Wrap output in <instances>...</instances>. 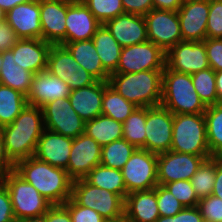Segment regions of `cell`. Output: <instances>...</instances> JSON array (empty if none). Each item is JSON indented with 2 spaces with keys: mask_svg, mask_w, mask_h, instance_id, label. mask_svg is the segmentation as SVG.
I'll list each match as a JSON object with an SVG mask.
<instances>
[{
  "mask_svg": "<svg viewBox=\"0 0 222 222\" xmlns=\"http://www.w3.org/2000/svg\"><path fill=\"white\" fill-rule=\"evenodd\" d=\"M5 22L19 39H42L40 0L15 6L5 14Z\"/></svg>",
  "mask_w": 222,
  "mask_h": 222,
  "instance_id": "e0dca14e",
  "label": "cell"
},
{
  "mask_svg": "<svg viewBox=\"0 0 222 222\" xmlns=\"http://www.w3.org/2000/svg\"><path fill=\"white\" fill-rule=\"evenodd\" d=\"M145 150L156 155L170 151L173 114L163 106L146 107Z\"/></svg>",
  "mask_w": 222,
  "mask_h": 222,
  "instance_id": "8fae6325",
  "label": "cell"
},
{
  "mask_svg": "<svg viewBox=\"0 0 222 222\" xmlns=\"http://www.w3.org/2000/svg\"><path fill=\"white\" fill-rule=\"evenodd\" d=\"M146 107H138L123 122V139L136 148L145 149Z\"/></svg>",
  "mask_w": 222,
  "mask_h": 222,
  "instance_id": "8d00e7d4",
  "label": "cell"
},
{
  "mask_svg": "<svg viewBox=\"0 0 222 222\" xmlns=\"http://www.w3.org/2000/svg\"><path fill=\"white\" fill-rule=\"evenodd\" d=\"M84 179L93 186L118 194L123 200L128 195L121 170L99 164Z\"/></svg>",
  "mask_w": 222,
  "mask_h": 222,
  "instance_id": "4dcf8cb0",
  "label": "cell"
},
{
  "mask_svg": "<svg viewBox=\"0 0 222 222\" xmlns=\"http://www.w3.org/2000/svg\"><path fill=\"white\" fill-rule=\"evenodd\" d=\"M97 81L98 80L93 75L88 73L82 66L79 65L74 70L72 90L93 85Z\"/></svg>",
  "mask_w": 222,
  "mask_h": 222,
  "instance_id": "681fc988",
  "label": "cell"
},
{
  "mask_svg": "<svg viewBox=\"0 0 222 222\" xmlns=\"http://www.w3.org/2000/svg\"><path fill=\"white\" fill-rule=\"evenodd\" d=\"M46 222H72L69 211L63 205H52L46 212Z\"/></svg>",
  "mask_w": 222,
  "mask_h": 222,
  "instance_id": "816d5d0a",
  "label": "cell"
},
{
  "mask_svg": "<svg viewBox=\"0 0 222 222\" xmlns=\"http://www.w3.org/2000/svg\"><path fill=\"white\" fill-rule=\"evenodd\" d=\"M181 0H153V8L157 10L178 11Z\"/></svg>",
  "mask_w": 222,
  "mask_h": 222,
  "instance_id": "db71d44e",
  "label": "cell"
},
{
  "mask_svg": "<svg viewBox=\"0 0 222 222\" xmlns=\"http://www.w3.org/2000/svg\"><path fill=\"white\" fill-rule=\"evenodd\" d=\"M30 0H0V8L7 13L19 4L27 3Z\"/></svg>",
  "mask_w": 222,
  "mask_h": 222,
  "instance_id": "9f6ffc18",
  "label": "cell"
},
{
  "mask_svg": "<svg viewBox=\"0 0 222 222\" xmlns=\"http://www.w3.org/2000/svg\"><path fill=\"white\" fill-rule=\"evenodd\" d=\"M144 18L148 41L161 47L165 52L183 41L177 11L152 9Z\"/></svg>",
  "mask_w": 222,
  "mask_h": 222,
  "instance_id": "7c38bea8",
  "label": "cell"
},
{
  "mask_svg": "<svg viewBox=\"0 0 222 222\" xmlns=\"http://www.w3.org/2000/svg\"><path fill=\"white\" fill-rule=\"evenodd\" d=\"M161 106L172 114H204L207 106L196 92L191 74L163 70Z\"/></svg>",
  "mask_w": 222,
  "mask_h": 222,
  "instance_id": "277c9868",
  "label": "cell"
},
{
  "mask_svg": "<svg viewBox=\"0 0 222 222\" xmlns=\"http://www.w3.org/2000/svg\"><path fill=\"white\" fill-rule=\"evenodd\" d=\"M65 24L66 43L91 40L102 25L83 2H71L69 0Z\"/></svg>",
  "mask_w": 222,
  "mask_h": 222,
  "instance_id": "44dd1931",
  "label": "cell"
},
{
  "mask_svg": "<svg viewBox=\"0 0 222 222\" xmlns=\"http://www.w3.org/2000/svg\"><path fill=\"white\" fill-rule=\"evenodd\" d=\"M79 64L68 49L61 44H52L48 53L47 70L62 79L72 90L73 74Z\"/></svg>",
  "mask_w": 222,
  "mask_h": 222,
  "instance_id": "f546056e",
  "label": "cell"
},
{
  "mask_svg": "<svg viewBox=\"0 0 222 222\" xmlns=\"http://www.w3.org/2000/svg\"><path fill=\"white\" fill-rule=\"evenodd\" d=\"M163 70L111 73L109 85L137 107L159 106L162 100Z\"/></svg>",
  "mask_w": 222,
  "mask_h": 222,
  "instance_id": "3957f363",
  "label": "cell"
},
{
  "mask_svg": "<svg viewBox=\"0 0 222 222\" xmlns=\"http://www.w3.org/2000/svg\"><path fill=\"white\" fill-rule=\"evenodd\" d=\"M68 0H40L42 39L51 44L66 43Z\"/></svg>",
  "mask_w": 222,
  "mask_h": 222,
  "instance_id": "ac0fdd59",
  "label": "cell"
},
{
  "mask_svg": "<svg viewBox=\"0 0 222 222\" xmlns=\"http://www.w3.org/2000/svg\"><path fill=\"white\" fill-rule=\"evenodd\" d=\"M217 167V157L205 159L197 172L190 179L198 199L208 197L212 194Z\"/></svg>",
  "mask_w": 222,
  "mask_h": 222,
  "instance_id": "d590c367",
  "label": "cell"
},
{
  "mask_svg": "<svg viewBox=\"0 0 222 222\" xmlns=\"http://www.w3.org/2000/svg\"><path fill=\"white\" fill-rule=\"evenodd\" d=\"M1 67H2V58H1V51H0V73H1Z\"/></svg>",
  "mask_w": 222,
  "mask_h": 222,
  "instance_id": "94428289",
  "label": "cell"
},
{
  "mask_svg": "<svg viewBox=\"0 0 222 222\" xmlns=\"http://www.w3.org/2000/svg\"><path fill=\"white\" fill-rule=\"evenodd\" d=\"M210 0L182 3L177 11L183 41H204L207 38L206 27Z\"/></svg>",
  "mask_w": 222,
  "mask_h": 222,
  "instance_id": "2e32d148",
  "label": "cell"
},
{
  "mask_svg": "<svg viewBox=\"0 0 222 222\" xmlns=\"http://www.w3.org/2000/svg\"><path fill=\"white\" fill-rule=\"evenodd\" d=\"M14 222H46V213L37 217H27L22 219H15Z\"/></svg>",
  "mask_w": 222,
  "mask_h": 222,
  "instance_id": "680465c9",
  "label": "cell"
},
{
  "mask_svg": "<svg viewBox=\"0 0 222 222\" xmlns=\"http://www.w3.org/2000/svg\"><path fill=\"white\" fill-rule=\"evenodd\" d=\"M204 116L210 155L222 158V103L207 106Z\"/></svg>",
  "mask_w": 222,
  "mask_h": 222,
  "instance_id": "d6a6232c",
  "label": "cell"
},
{
  "mask_svg": "<svg viewBox=\"0 0 222 222\" xmlns=\"http://www.w3.org/2000/svg\"><path fill=\"white\" fill-rule=\"evenodd\" d=\"M197 207L204 221L222 222V199L210 195L199 199Z\"/></svg>",
  "mask_w": 222,
  "mask_h": 222,
  "instance_id": "b9f144b4",
  "label": "cell"
},
{
  "mask_svg": "<svg viewBox=\"0 0 222 222\" xmlns=\"http://www.w3.org/2000/svg\"><path fill=\"white\" fill-rule=\"evenodd\" d=\"M108 81H97L93 85L71 90L70 103L84 122L102 114V98Z\"/></svg>",
  "mask_w": 222,
  "mask_h": 222,
  "instance_id": "cb8c5ba5",
  "label": "cell"
},
{
  "mask_svg": "<svg viewBox=\"0 0 222 222\" xmlns=\"http://www.w3.org/2000/svg\"><path fill=\"white\" fill-rule=\"evenodd\" d=\"M207 38H222V1L210 0L206 27Z\"/></svg>",
  "mask_w": 222,
  "mask_h": 222,
  "instance_id": "ee69618b",
  "label": "cell"
},
{
  "mask_svg": "<svg viewBox=\"0 0 222 222\" xmlns=\"http://www.w3.org/2000/svg\"><path fill=\"white\" fill-rule=\"evenodd\" d=\"M218 103H222V71L215 72Z\"/></svg>",
  "mask_w": 222,
  "mask_h": 222,
  "instance_id": "6f0895ef",
  "label": "cell"
},
{
  "mask_svg": "<svg viewBox=\"0 0 222 222\" xmlns=\"http://www.w3.org/2000/svg\"><path fill=\"white\" fill-rule=\"evenodd\" d=\"M205 49L209 66L215 71H222V38H206Z\"/></svg>",
  "mask_w": 222,
  "mask_h": 222,
  "instance_id": "f6af8a7d",
  "label": "cell"
},
{
  "mask_svg": "<svg viewBox=\"0 0 222 222\" xmlns=\"http://www.w3.org/2000/svg\"><path fill=\"white\" fill-rule=\"evenodd\" d=\"M185 207H195L199 199L189 180H178L164 185Z\"/></svg>",
  "mask_w": 222,
  "mask_h": 222,
  "instance_id": "60d3db41",
  "label": "cell"
},
{
  "mask_svg": "<svg viewBox=\"0 0 222 222\" xmlns=\"http://www.w3.org/2000/svg\"><path fill=\"white\" fill-rule=\"evenodd\" d=\"M44 128L69 138L84 133L85 122L72 108L70 99H56L41 107Z\"/></svg>",
  "mask_w": 222,
  "mask_h": 222,
  "instance_id": "30bf717a",
  "label": "cell"
},
{
  "mask_svg": "<svg viewBox=\"0 0 222 222\" xmlns=\"http://www.w3.org/2000/svg\"><path fill=\"white\" fill-rule=\"evenodd\" d=\"M11 197L15 219L44 215L52 204L14 170L0 177Z\"/></svg>",
  "mask_w": 222,
  "mask_h": 222,
  "instance_id": "52a82bcc",
  "label": "cell"
},
{
  "mask_svg": "<svg viewBox=\"0 0 222 222\" xmlns=\"http://www.w3.org/2000/svg\"><path fill=\"white\" fill-rule=\"evenodd\" d=\"M93 43L103 67L111 74L118 66L122 47L102 24L95 32Z\"/></svg>",
  "mask_w": 222,
  "mask_h": 222,
  "instance_id": "83f0119b",
  "label": "cell"
},
{
  "mask_svg": "<svg viewBox=\"0 0 222 222\" xmlns=\"http://www.w3.org/2000/svg\"><path fill=\"white\" fill-rule=\"evenodd\" d=\"M52 44L43 39H19L12 47L14 62L32 73L47 70L48 53Z\"/></svg>",
  "mask_w": 222,
  "mask_h": 222,
  "instance_id": "603a6c76",
  "label": "cell"
},
{
  "mask_svg": "<svg viewBox=\"0 0 222 222\" xmlns=\"http://www.w3.org/2000/svg\"><path fill=\"white\" fill-rule=\"evenodd\" d=\"M166 66L176 72L193 74L209 68L204 41H182L166 52Z\"/></svg>",
  "mask_w": 222,
  "mask_h": 222,
  "instance_id": "5bb4252c",
  "label": "cell"
},
{
  "mask_svg": "<svg viewBox=\"0 0 222 222\" xmlns=\"http://www.w3.org/2000/svg\"><path fill=\"white\" fill-rule=\"evenodd\" d=\"M84 133L102 147L115 140L123 139V123L101 114L85 122Z\"/></svg>",
  "mask_w": 222,
  "mask_h": 222,
  "instance_id": "f1b7e54d",
  "label": "cell"
},
{
  "mask_svg": "<svg viewBox=\"0 0 222 222\" xmlns=\"http://www.w3.org/2000/svg\"><path fill=\"white\" fill-rule=\"evenodd\" d=\"M74 60L98 81H109L110 73L103 67L93 40H81L62 44Z\"/></svg>",
  "mask_w": 222,
  "mask_h": 222,
  "instance_id": "484cf974",
  "label": "cell"
},
{
  "mask_svg": "<svg viewBox=\"0 0 222 222\" xmlns=\"http://www.w3.org/2000/svg\"><path fill=\"white\" fill-rule=\"evenodd\" d=\"M72 140V138L44 129L33 156L54 167L67 170Z\"/></svg>",
  "mask_w": 222,
  "mask_h": 222,
  "instance_id": "ffe728a7",
  "label": "cell"
},
{
  "mask_svg": "<svg viewBox=\"0 0 222 222\" xmlns=\"http://www.w3.org/2000/svg\"><path fill=\"white\" fill-rule=\"evenodd\" d=\"M13 170L14 164L10 161L5 152L3 137L0 129V177Z\"/></svg>",
  "mask_w": 222,
  "mask_h": 222,
  "instance_id": "f5cc1de1",
  "label": "cell"
},
{
  "mask_svg": "<svg viewBox=\"0 0 222 222\" xmlns=\"http://www.w3.org/2000/svg\"><path fill=\"white\" fill-rule=\"evenodd\" d=\"M11 197L5 184L0 180V222H14Z\"/></svg>",
  "mask_w": 222,
  "mask_h": 222,
  "instance_id": "7dc6e473",
  "label": "cell"
},
{
  "mask_svg": "<svg viewBox=\"0 0 222 222\" xmlns=\"http://www.w3.org/2000/svg\"><path fill=\"white\" fill-rule=\"evenodd\" d=\"M210 157L168 151L158 155L157 181L159 185L189 180L197 172L202 162Z\"/></svg>",
  "mask_w": 222,
  "mask_h": 222,
  "instance_id": "4fadbf2b",
  "label": "cell"
},
{
  "mask_svg": "<svg viewBox=\"0 0 222 222\" xmlns=\"http://www.w3.org/2000/svg\"><path fill=\"white\" fill-rule=\"evenodd\" d=\"M63 206L69 211L72 222H107L97 211L78 205L72 198Z\"/></svg>",
  "mask_w": 222,
  "mask_h": 222,
  "instance_id": "7bdbcfd3",
  "label": "cell"
},
{
  "mask_svg": "<svg viewBox=\"0 0 222 222\" xmlns=\"http://www.w3.org/2000/svg\"><path fill=\"white\" fill-rule=\"evenodd\" d=\"M203 217L197 206L184 207L175 216H159L155 222H203Z\"/></svg>",
  "mask_w": 222,
  "mask_h": 222,
  "instance_id": "bcb514c9",
  "label": "cell"
},
{
  "mask_svg": "<svg viewBox=\"0 0 222 222\" xmlns=\"http://www.w3.org/2000/svg\"><path fill=\"white\" fill-rule=\"evenodd\" d=\"M18 40L16 33L5 21L0 23V51L10 50Z\"/></svg>",
  "mask_w": 222,
  "mask_h": 222,
  "instance_id": "f907efd6",
  "label": "cell"
},
{
  "mask_svg": "<svg viewBox=\"0 0 222 222\" xmlns=\"http://www.w3.org/2000/svg\"><path fill=\"white\" fill-rule=\"evenodd\" d=\"M1 58L0 84L18 90L27 96L31 88L34 73L16 64L11 50H2Z\"/></svg>",
  "mask_w": 222,
  "mask_h": 222,
  "instance_id": "4316f807",
  "label": "cell"
},
{
  "mask_svg": "<svg viewBox=\"0 0 222 222\" xmlns=\"http://www.w3.org/2000/svg\"><path fill=\"white\" fill-rule=\"evenodd\" d=\"M171 151L201 157L210 155L204 114H173Z\"/></svg>",
  "mask_w": 222,
  "mask_h": 222,
  "instance_id": "5b68a950",
  "label": "cell"
},
{
  "mask_svg": "<svg viewBox=\"0 0 222 222\" xmlns=\"http://www.w3.org/2000/svg\"><path fill=\"white\" fill-rule=\"evenodd\" d=\"M104 25L122 48L148 41L144 16L124 13Z\"/></svg>",
  "mask_w": 222,
  "mask_h": 222,
  "instance_id": "7402d4cb",
  "label": "cell"
},
{
  "mask_svg": "<svg viewBox=\"0 0 222 222\" xmlns=\"http://www.w3.org/2000/svg\"><path fill=\"white\" fill-rule=\"evenodd\" d=\"M71 198L97 211L107 222H123L124 200L111 191L89 184L84 178L72 182Z\"/></svg>",
  "mask_w": 222,
  "mask_h": 222,
  "instance_id": "8992f818",
  "label": "cell"
},
{
  "mask_svg": "<svg viewBox=\"0 0 222 222\" xmlns=\"http://www.w3.org/2000/svg\"><path fill=\"white\" fill-rule=\"evenodd\" d=\"M102 147L85 133L72 140L67 174L74 181L84 178L95 166L101 163Z\"/></svg>",
  "mask_w": 222,
  "mask_h": 222,
  "instance_id": "9a60e30c",
  "label": "cell"
},
{
  "mask_svg": "<svg viewBox=\"0 0 222 222\" xmlns=\"http://www.w3.org/2000/svg\"><path fill=\"white\" fill-rule=\"evenodd\" d=\"M222 199V158L217 157V167L212 194Z\"/></svg>",
  "mask_w": 222,
  "mask_h": 222,
  "instance_id": "11a10c76",
  "label": "cell"
},
{
  "mask_svg": "<svg viewBox=\"0 0 222 222\" xmlns=\"http://www.w3.org/2000/svg\"><path fill=\"white\" fill-rule=\"evenodd\" d=\"M27 105L24 94L0 84V128L11 124Z\"/></svg>",
  "mask_w": 222,
  "mask_h": 222,
  "instance_id": "1f68e13d",
  "label": "cell"
},
{
  "mask_svg": "<svg viewBox=\"0 0 222 222\" xmlns=\"http://www.w3.org/2000/svg\"><path fill=\"white\" fill-rule=\"evenodd\" d=\"M159 216L156 187L135 191L125 197L123 222H155Z\"/></svg>",
  "mask_w": 222,
  "mask_h": 222,
  "instance_id": "d4e9b609",
  "label": "cell"
},
{
  "mask_svg": "<svg viewBox=\"0 0 222 222\" xmlns=\"http://www.w3.org/2000/svg\"><path fill=\"white\" fill-rule=\"evenodd\" d=\"M193 86L206 106L218 103L215 71L209 67L191 74Z\"/></svg>",
  "mask_w": 222,
  "mask_h": 222,
  "instance_id": "74e56055",
  "label": "cell"
},
{
  "mask_svg": "<svg viewBox=\"0 0 222 222\" xmlns=\"http://www.w3.org/2000/svg\"><path fill=\"white\" fill-rule=\"evenodd\" d=\"M14 171L52 205H63L71 198L73 180L63 168L54 167L32 156L18 161Z\"/></svg>",
  "mask_w": 222,
  "mask_h": 222,
  "instance_id": "7a4b0ae2",
  "label": "cell"
},
{
  "mask_svg": "<svg viewBox=\"0 0 222 222\" xmlns=\"http://www.w3.org/2000/svg\"><path fill=\"white\" fill-rule=\"evenodd\" d=\"M166 52L151 41L124 47L117 69L113 73H136L145 70H164Z\"/></svg>",
  "mask_w": 222,
  "mask_h": 222,
  "instance_id": "9c48e42d",
  "label": "cell"
},
{
  "mask_svg": "<svg viewBox=\"0 0 222 222\" xmlns=\"http://www.w3.org/2000/svg\"><path fill=\"white\" fill-rule=\"evenodd\" d=\"M189 1H199V0H181L182 3L189 2Z\"/></svg>",
  "mask_w": 222,
  "mask_h": 222,
  "instance_id": "6125c7cd",
  "label": "cell"
},
{
  "mask_svg": "<svg viewBox=\"0 0 222 222\" xmlns=\"http://www.w3.org/2000/svg\"><path fill=\"white\" fill-rule=\"evenodd\" d=\"M82 2L101 24L124 14L121 0H83Z\"/></svg>",
  "mask_w": 222,
  "mask_h": 222,
  "instance_id": "f35d334b",
  "label": "cell"
},
{
  "mask_svg": "<svg viewBox=\"0 0 222 222\" xmlns=\"http://www.w3.org/2000/svg\"><path fill=\"white\" fill-rule=\"evenodd\" d=\"M124 13L145 16L153 8V0H121Z\"/></svg>",
  "mask_w": 222,
  "mask_h": 222,
  "instance_id": "c3c4849f",
  "label": "cell"
},
{
  "mask_svg": "<svg viewBox=\"0 0 222 222\" xmlns=\"http://www.w3.org/2000/svg\"><path fill=\"white\" fill-rule=\"evenodd\" d=\"M71 2H82L83 0H69Z\"/></svg>",
  "mask_w": 222,
  "mask_h": 222,
  "instance_id": "be15d7a7",
  "label": "cell"
},
{
  "mask_svg": "<svg viewBox=\"0 0 222 222\" xmlns=\"http://www.w3.org/2000/svg\"><path fill=\"white\" fill-rule=\"evenodd\" d=\"M133 103L122 97L112 86L104 89L102 98V114L118 122L125 120L137 109Z\"/></svg>",
  "mask_w": 222,
  "mask_h": 222,
  "instance_id": "836d02e7",
  "label": "cell"
},
{
  "mask_svg": "<svg viewBox=\"0 0 222 222\" xmlns=\"http://www.w3.org/2000/svg\"><path fill=\"white\" fill-rule=\"evenodd\" d=\"M70 93V87L62 79L44 70L34 74L26 99L28 105L41 108L50 101L68 98Z\"/></svg>",
  "mask_w": 222,
  "mask_h": 222,
  "instance_id": "d6986e66",
  "label": "cell"
},
{
  "mask_svg": "<svg viewBox=\"0 0 222 222\" xmlns=\"http://www.w3.org/2000/svg\"><path fill=\"white\" fill-rule=\"evenodd\" d=\"M136 147L125 139H118L102 146L101 165L121 170L129 160Z\"/></svg>",
  "mask_w": 222,
  "mask_h": 222,
  "instance_id": "e575fe53",
  "label": "cell"
},
{
  "mask_svg": "<svg viewBox=\"0 0 222 222\" xmlns=\"http://www.w3.org/2000/svg\"><path fill=\"white\" fill-rule=\"evenodd\" d=\"M0 129L5 152L14 165L32 157L45 129L42 109L27 105L11 124Z\"/></svg>",
  "mask_w": 222,
  "mask_h": 222,
  "instance_id": "6da1fadb",
  "label": "cell"
},
{
  "mask_svg": "<svg viewBox=\"0 0 222 222\" xmlns=\"http://www.w3.org/2000/svg\"><path fill=\"white\" fill-rule=\"evenodd\" d=\"M158 155L143 148H136L121 169L127 193L148 191L158 185Z\"/></svg>",
  "mask_w": 222,
  "mask_h": 222,
  "instance_id": "ba28073f",
  "label": "cell"
},
{
  "mask_svg": "<svg viewBox=\"0 0 222 222\" xmlns=\"http://www.w3.org/2000/svg\"><path fill=\"white\" fill-rule=\"evenodd\" d=\"M156 198L160 216H175L185 207L163 185L156 186Z\"/></svg>",
  "mask_w": 222,
  "mask_h": 222,
  "instance_id": "ab89813d",
  "label": "cell"
},
{
  "mask_svg": "<svg viewBox=\"0 0 222 222\" xmlns=\"http://www.w3.org/2000/svg\"><path fill=\"white\" fill-rule=\"evenodd\" d=\"M5 12L0 8V23L5 21Z\"/></svg>",
  "mask_w": 222,
  "mask_h": 222,
  "instance_id": "91938a15",
  "label": "cell"
}]
</instances>
